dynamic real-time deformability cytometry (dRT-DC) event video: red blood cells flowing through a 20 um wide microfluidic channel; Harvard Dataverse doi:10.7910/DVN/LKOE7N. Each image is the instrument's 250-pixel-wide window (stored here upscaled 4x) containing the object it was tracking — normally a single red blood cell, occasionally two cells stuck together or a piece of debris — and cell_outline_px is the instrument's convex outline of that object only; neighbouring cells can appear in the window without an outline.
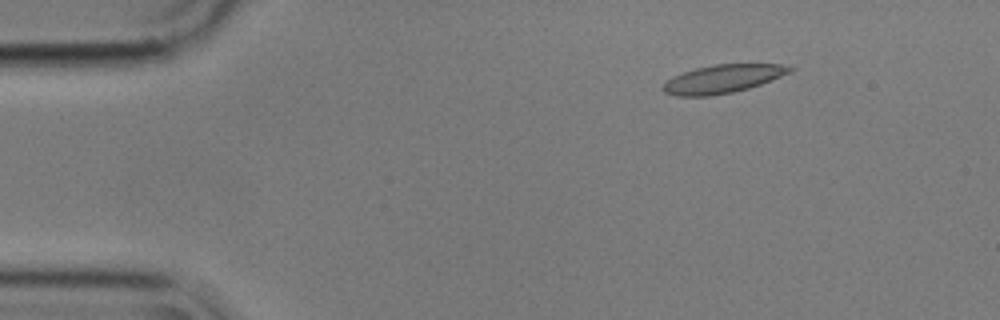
{"species": "common noctule bat (a hibernating species)", "species_latin": "Nyctalus noctula", "temperature_condition": "cold", "stored_images_in_passage": 9, "camera_frame_rate_fps": 3000, "um_per_image_px": 0.085, "animal": {"sex": "male", "body_mass_g": 17.9}, "frame": {"image": 1, "passage_image": 3, "time_ms": 0.667, "image_size_px": [1000, 320], "cell_outline_px": [[796, 68], [792, 72], [772, 80], [748, 88], [732, 92], [708, 96], [676, 96], [664, 92], [660, 88], [672, 76], [696, 68], [716, 64], [792, 64]], "centroid_in_image_um": [61.49, 6.69], "position_along_channel_um": 23.5, "area_um2": 21.04}}
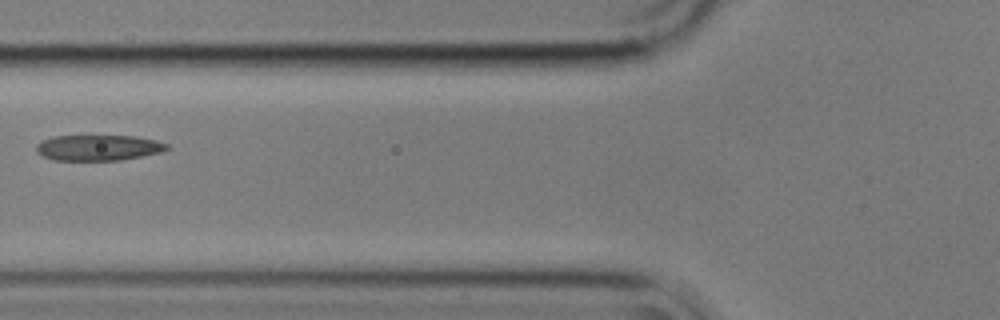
{"frame": {"image": 2, "passage_image": 7, "time_ms": 2.0, "image_size_px": [1000, 320], "cell_outline_px": [[172, 148], [160, 152], [120, 160], [56, 160], [44, 156], [36, 152], [36, 144], [52, 136], [136, 136], [156, 140], [168, 144]], "centroid_in_image_um": [8.38, 12.55], "position_along_channel_um": 117.4, "area_um2": 19.48}}
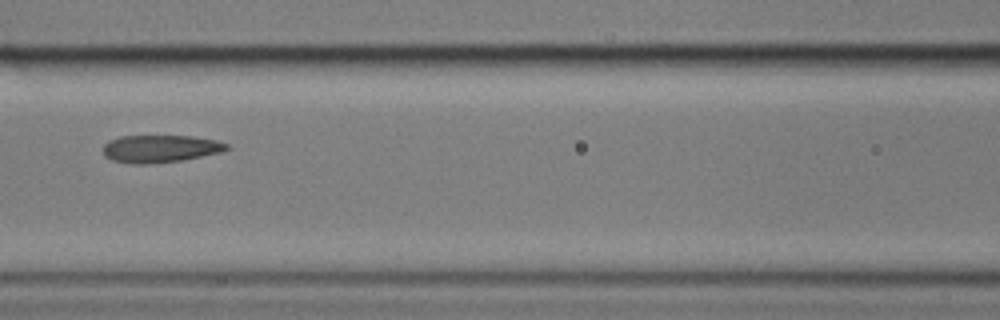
{"frame": {"image": 3, "passage_image": 8, "time_ms": 2.333, "image_size_px": [1000, 320], "cell_outline_px": [[228, 148], [220, 152], [180, 160], [144, 164], [132, 164], [112, 160], [104, 156], [104, 144], [108, 140], [120, 136], [192, 136], [216, 140], [228, 144]], "centroid_in_image_um": [13.57, 12.63], "position_along_channel_um": 153.0, "area_um2": 19.59}}